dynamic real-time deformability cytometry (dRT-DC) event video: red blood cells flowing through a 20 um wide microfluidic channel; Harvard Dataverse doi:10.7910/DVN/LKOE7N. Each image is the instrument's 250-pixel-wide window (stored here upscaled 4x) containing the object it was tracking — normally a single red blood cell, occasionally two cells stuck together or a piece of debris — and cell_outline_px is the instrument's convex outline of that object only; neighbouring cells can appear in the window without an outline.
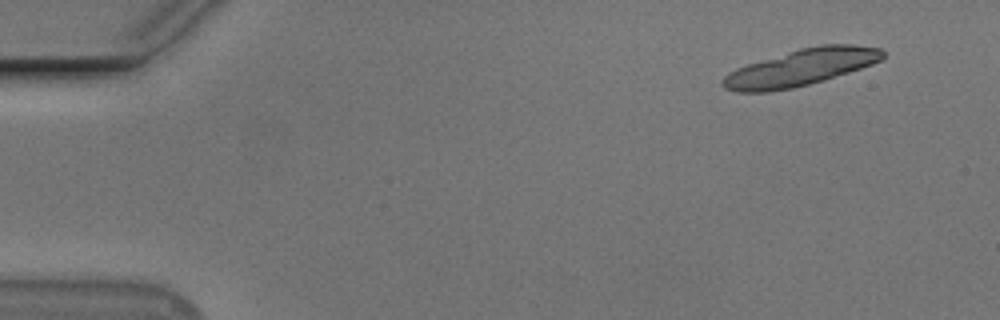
{"species": "Egyptian fruit bat (a non-hibernating species)", "species_latin": "Rousettus aegyptiacus", "temperature_condition": "cold", "stored_images_in_passage": 4, "camera_frame_rate_fps": 3000, "um_per_image_px": 0.085, "animal": {"sex": "male"}, "frame": {"image": 1, "passage_image": 1, "time_ms": 0.0, "image_size_px": [1000, 320], "cell_outline_px": [[884, 56], [880, 60], [872, 64], [824, 80], [792, 88], [768, 92], [736, 92], [724, 88], [720, 84], [720, 80], [728, 72], [736, 68], [748, 64], [800, 48], [820, 44], [852, 44], [880, 48], [884, 52]], "centroid_in_image_um": [68.03, 5.74], "position_along_channel_um": 17.0, "area_um2": 34.04}}